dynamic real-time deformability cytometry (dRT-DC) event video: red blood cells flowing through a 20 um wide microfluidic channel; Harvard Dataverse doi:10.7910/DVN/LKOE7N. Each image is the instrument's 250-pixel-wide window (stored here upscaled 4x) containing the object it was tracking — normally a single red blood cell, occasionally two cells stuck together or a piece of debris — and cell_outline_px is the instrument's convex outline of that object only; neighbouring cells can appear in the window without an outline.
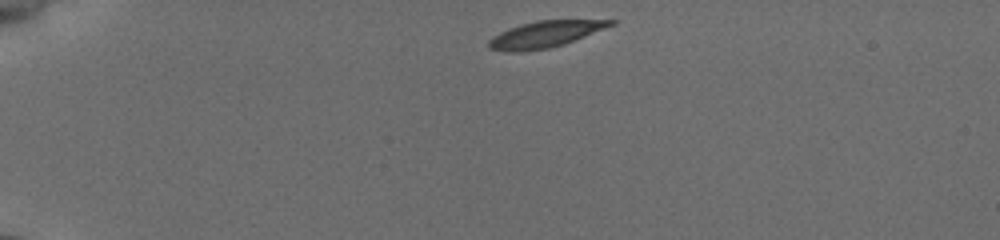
{"species": "common noctule bat (a hibernating species)", "species_latin": "Nyctalus noctula", "temperature_condition": "cold", "stored_images_in_passage": 25, "camera_frame_rate_fps": 3000, "um_per_image_px": 0.085, "animal": {"sex": "female", "body_mass_g": 19.5, "forearm_length_mm": 54.1}, "frame": {"image": 1, "passage_image": 1, "time_ms": 0.0, "image_size_px": [1000, 240], "cell_outline_px": [[620, 20], [616, 24], [564, 44], [548, 48], [520, 52], [512, 52], [488, 48], [488, 40], [492, 36], [508, 28], [520, 24], [536, 20]], "centroid_in_image_um": [46.32, 2.9], "position_along_channel_um": 38.7, "area_um2": 18.79}}
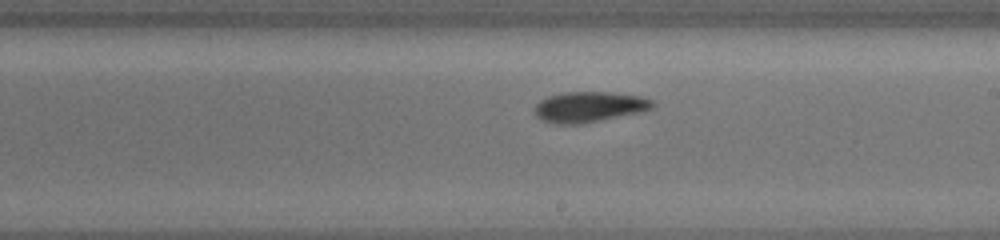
{"frame": {"image": 2, "passage_image": 15, "time_ms": 7.0, "image_size_px": [1000, 240], "cell_outline_px": [[656, 104], [652, 108], [644, 112], [576, 124], [560, 124], [544, 120], [536, 116], [536, 104], [540, 100], [548, 96], [560, 92], [608, 92], [640, 96], [652, 100]], "centroid_in_image_um": [50.12, 9.07], "position_along_channel_um": 238.9, "area_um2": 20.81}}
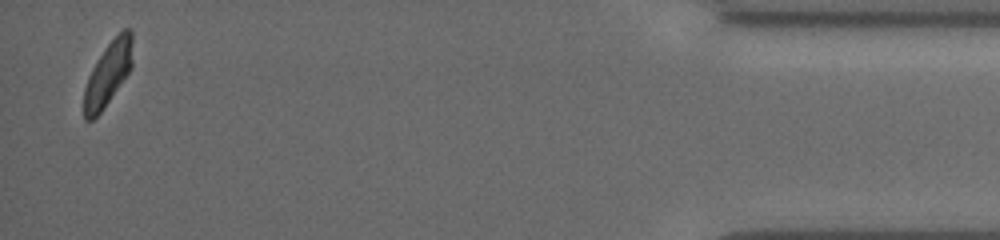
{"frame": {"image": 3, "passage_image": 25, "time_ms": 13.667, "image_size_px": [1000, 240], "cell_outline_px": [[132, 64], [128, 72], [100, 112], [92, 120], [84, 120], [84, 88], [88, 76], [92, 68], [104, 48], [124, 28], [128, 28], [132, 32]], "centroid_in_image_um": [9.16, 6.25], "position_along_channel_um": 426.0, "area_um2": 17.57}, "authors_computed_cell_mechanics": {"area_um2": 19.941, "velocity_mm_per_s": 3.8083, "shape_relaxation_time_tau1_ms": 2.7472, "shape_relaxation_time_tau2_ms": 8.3843, "deformation_change_tau1": 0.12, "deformation_change_tau2": 0.1331}}